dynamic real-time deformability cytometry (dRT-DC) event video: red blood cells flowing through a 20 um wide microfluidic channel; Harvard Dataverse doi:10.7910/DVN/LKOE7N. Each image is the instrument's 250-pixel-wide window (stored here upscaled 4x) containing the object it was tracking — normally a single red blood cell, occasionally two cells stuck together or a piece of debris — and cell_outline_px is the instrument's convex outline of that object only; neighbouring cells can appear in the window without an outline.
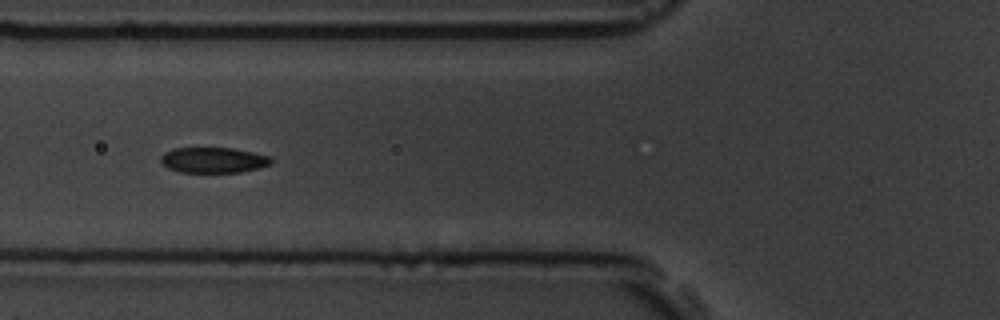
{"species": "common noctule bat (a hibernating species)", "species_latin": "Nyctalus noctula", "temperature_condition": "room temperature", "stored_images_in_passage": 14, "camera_frame_rate_fps": 3000, "um_per_image_px": 0.085, "animal": {"sex": "male", "body_mass_g": 19.5, "forearm_length_mm": 54.6}, "frame": {"image": 1, "passage_image": 5, "time_ms": 4.667, "image_size_px": [1000, 320], "cell_outline_px": [[272, 164], [260, 168], [240, 172], [180, 172], [168, 168], [160, 160], [160, 156], [164, 152], [172, 148], [232, 148], [252, 152], [268, 156], [272, 160]], "centroid_in_image_um": [18.13, 13.6], "position_along_channel_um": 107.7, "area_um2": 16.42}}
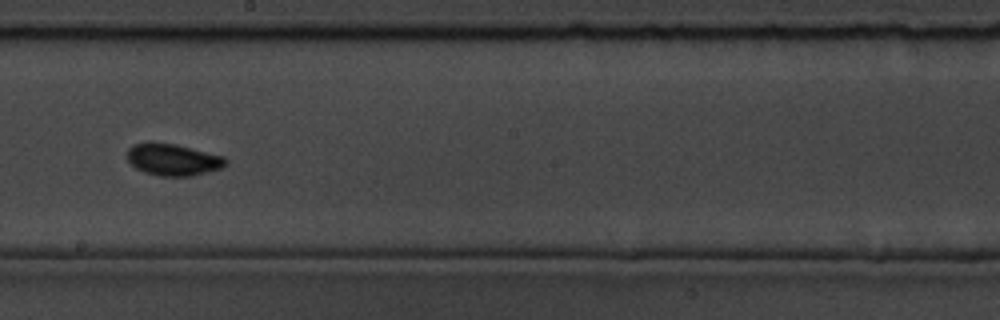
{"frame": {"image": 2, "passage_image": 8, "time_ms": 8.0, "image_size_px": [1000, 320], "cell_outline_px": [[228, 164], [220, 168], [208, 172], [192, 176], [160, 176], [144, 172], [136, 168], [128, 160], [128, 148], [132, 144], [148, 140], [152, 140], [176, 144], [224, 156], [228, 160]], "centroid_in_image_um": [14.69, 13.54], "position_along_channel_um": 233.5, "area_um2": 18.67}}
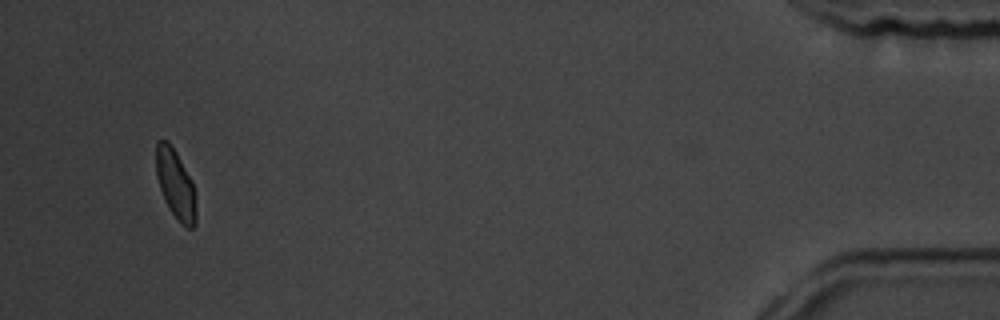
{"frame": {"image": 3, "passage_image": 14, "time_ms": 15.0, "image_size_px": [1000, 320], "cell_outline_px": [[196, 224], [192, 228], [188, 228], [168, 208], [160, 188], [156, 176], [156, 140], [168, 140], [176, 152], [192, 180], [196, 212]], "centroid_in_image_um": [14.9, 15.61], "position_along_channel_um": 420.3, "area_um2": 15.9}, "authors_computed_cell_mechanics": {"area_um2": 16.473, "velocity_mm_per_s": 3.7784, "shape_relaxation_time_tau1_ms": 1.2593, "shape_relaxation_time_tau2_ms": 1.7004, "deformation_change_tau1": 0.0886, "deformation_change_tau2": 0.0553}}